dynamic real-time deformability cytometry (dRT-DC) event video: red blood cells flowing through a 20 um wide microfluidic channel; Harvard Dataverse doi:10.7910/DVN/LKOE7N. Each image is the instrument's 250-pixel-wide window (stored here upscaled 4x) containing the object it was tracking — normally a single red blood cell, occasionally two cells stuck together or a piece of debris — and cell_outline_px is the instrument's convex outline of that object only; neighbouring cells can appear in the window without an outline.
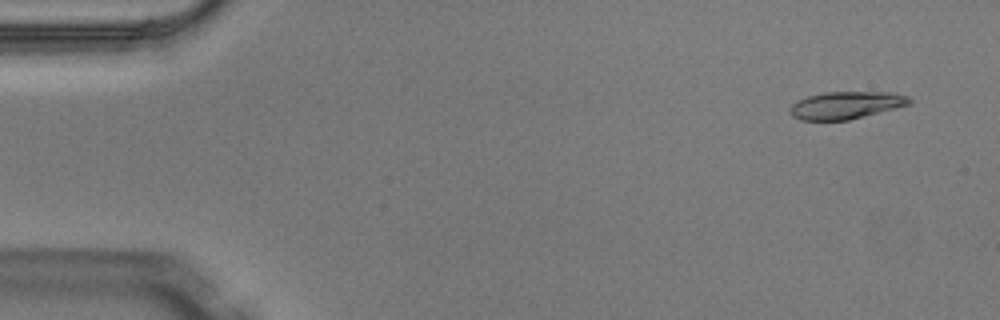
{"species": "Egyptian fruit bat (a non-hibernating species)", "species_latin": "Rousettus aegyptiacus", "temperature_condition": "warm", "stored_images_in_passage": 4, "camera_frame_rate_fps": 3000, "um_per_image_px": 0.085, "animal": {"sex": "male"}, "frame": {"image": 1, "passage_image": 1, "time_ms": 0.0, "image_size_px": [1000, 320], "cell_outline_px": [[912, 104], [848, 120], [800, 120], [792, 116], [788, 108], [792, 104], [808, 96], [824, 92], [896, 92], [908, 96], [912, 100]], "centroid_in_image_um": [71.94, 8.93], "position_along_channel_um": 13.1, "area_um2": 19.13}}